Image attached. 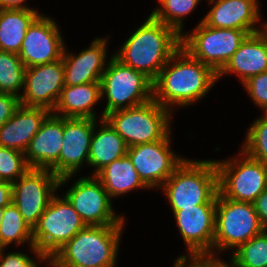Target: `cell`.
Returning a JSON list of instances; mask_svg holds the SVG:
<instances>
[{
	"label": "cell",
	"mask_w": 267,
	"mask_h": 267,
	"mask_svg": "<svg viewBox=\"0 0 267 267\" xmlns=\"http://www.w3.org/2000/svg\"><path fill=\"white\" fill-rule=\"evenodd\" d=\"M216 81L217 74L209 66L181 47L153 81V99L171 111L169 106L182 107L201 99Z\"/></svg>",
	"instance_id": "obj_1"
},
{
	"label": "cell",
	"mask_w": 267,
	"mask_h": 267,
	"mask_svg": "<svg viewBox=\"0 0 267 267\" xmlns=\"http://www.w3.org/2000/svg\"><path fill=\"white\" fill-rule=\"evenodd\" d=\"M181 44V35L174 28L150 15L114 57L153 82Z\"/></svg>",
	"instance_id": "obj_2"
},
{
	"label": "cell",
	"mask_w": 267,
	"mask_h": 267,
	"mask_svg": "<svg viewBox=\"0 0 267 267\" xmlns=\"http://www.w3.org/2000/svg\"><path fill=\"white\" fill-rule=\"evenodd\" d=\"M123 225H87L49 263L52 267H115Z\"/></svg>",
	"instance_id": "obj_3"
},
{
	"label": "cell",
	"mask_w": 267,
	"mask_h": 267,
	"mask_svg": "<svg viewBox=\"0 0 267 267\" xmlns=\"http://www.w3.org/2000/svg\"><path fill=\"white\" fill-rule=\"evenodd\" d=\"M161 187L173 211L216 203L219 189L215 161L184 159Z\"/></svg>",
	"instance_id": "obj_4"
},
{
	"label": "cell",
	"mask_w": 267,
	"mask_h": 267,
	"mask_svg": "<svg viewBox=\"0 0 267 267\" xmlns=\"http://www.w3.org/2000/svg\"><path fill=\"white\" fill-rule=\"evenodd\" d=\"M171 113L151 99L135 107L112 111L104 119L131 147L163 139L170 132Z\"/></svg>",
	"instance_id": "obj_5"
},
{
	"label": "cell",
	"mask_w": 267,
	"mask_h": 267,
	"mask_svg": "<svg viewBox=\"0 0 267 267\" xmlns=\"http://www.w3.org/2000/svg\"><path fill=\"white\" fill-rule=\"evenodd\" d=\"M101 95L107 98L102 120L112 111L135 107L153 99V82L113 56L101 77Z\"/></svg>",
	"instance_id": "obj_6"
},
{
	"label": "cell",
	"mask_w": 267,
	"mask_h": 267,
	"mask_svg": "<svg viewBox=\"0 0 267 267\" xmlns=\"http://www.w3.org/2000/svg\"><path fill=\"white\" fill-rule=\"evenodd\" d=\"M86 226L65 196L62 199L53 195L33 228L34 247L49 260Z\"/></svg>",
	"instance_id": "obj_7"
},
{
	"label": "cell",
	"mask_w": 267,
	"mask_h": 267,
	"mask_svg": "<svg viewBox=\"0 0 267 267\" xmlns=\"http://www.w3.org/2000/svg\"><path fill=\"white\" fill-rule=\"evenodd\" d=\"M181 35V46L194 59L209 66L216 74L229 61L231 56L249 35L244 30L213 28L203 21L192 34Z\"/></svg>",
	"instance_id": "obj_8"
},
{
	"label": "cell",
	"mask_w": 267,
	"mask_h": 267,
	"mask_svg": "<svg viewBox=\"0 0 267 267\" xmlns=\"http://www.w3.org/2000/svg\"><path fill=\"white\" fill-rule=\"evenodd\" d=\"M263 231L253 203L234 201L218 192L214 249L238 248Z\"/></svg>",
	"instance_id": "obj_9"
},
{
	"label": "cell",
	"mask_w": 267,
	"mask_h": 267,
	"mask_svg": "<svg viewBox=\"0 0 267 267\" xmlns=\"http://www.w3.org/2000/svg\"><path fill=\"white\" fill-rule=\"evenodd\" d=\"M245 159L215 161L219 193L238 202L253 203L267 188V166L243 151Z\"/></svg>",
	"instance_id": "obj_10"
},
{
	"label": "cell",
	"mask_w": 267,
	"mask_h": 267,
	"mask_svg": "<svg viewBox=\"0 0 267 267\" xmlns=\"http://www.w3.org/2000/svg\"><path fill=\"white\" fill-rule=\"evenodd\" d=\"M59 178L50 169L30 168L12 183V202L33 229L58 188Z\"/></svg>",
	"instance_id": "obj_11"
},
{
	"label": "cell",
	"mask_w": 267,
	"mask_h": 267,
	"mask_svg": "<svg viewBox=\"0 0 267 267\" xmlns=\"http://www.w3.org/2000/svg\"><path fill=\"white\" fill-rule=\"evenodd\" d=\"M94 126L95 119L63 117L59 160L50 168L59 178L58 187L73 177L84 161L88 163Z\"/></svg>",
	"instance_id": "obj_12"
},
{
	"label": "cell",
	"mask_w": 267,
	"mask_h": 267,
	"mask_svg": "<svg viewBox=\"0 0 267 267\" xmlns=\"http://www.w3.org/2000/svg\"><path fill=\"white\" fill-rule=\"evenodd\" d=\"M65 194L86 225L124 224V217L114 213L111 198L95 175L80 178Z\"/></svg>",
	"instance_id": "obj_13"
},
{
	"label": "cell",
	"mask_w": 267,
	"mask_h": 267,
	"mask_svg": "<svg viewBox=\"0 0 267 267\" xmlns=\"http://www.w3.org/2000/svg\"><path fill=\"white\" fill-rule=\"evenodd\" d=\"M170 132L161 140L128 147L127 155L148 187L162 186L184 161L170 149Z\"/></svg>",
	"instance_id": "obj_14"
},
{
	"label": "cell",
	"mask_w": 267,
	"mask_h": 267,
	"mask_svg": "<svg viewBox=\"0 0 267 267\" xmlns=\"http://www.w3.org/2000/svg\"><path fill=\"white\" fill-rule=\"evenodd\" d=\"M65 86L63 60L25 68L24 94L20 95V105L42 107L51 113Z\"/></svg>",
	"instance_id": "obj_15"
},
{
	"label": "cell",
	"mask_w": 267,
	"mask_h": 267,
	"mask_svg": "<svg viewBox=\"0 0 267 267\" xmlns=\"http://www.w3.org/2000/svg\"><path fill=\"white\" fill-rule=\"evenodd\" d=\"M56 22L39 15L29 26L18 53L25 68L62 59L63 39Z\"/></svg>",
	"instance_id": "obj_16"
},
{
	"label": "cell",
	"mask_w": 267,
	"mask_h": 267,
	"mask_svg": "<svg viewBox=\"0 0 267 267\" xmlns=\"http://www.w3.org/2000/svg\"><path fill=\"white\" fill-rule=\"evenodd\" d=\"M173 213L190 256L215 257L211 249L215 235L216 203L183 208Z\"/></svg>",
	"instance_id": "obj_17"
},
{
	"label": "cell",
	"mask_w": 267,
	"mask_h": 267,
	"mask_svg": "<svg viewBox=\"0 0 267 267\" xmlns=\"http://www.w3.org/2000/svg\"><path fill=\"white\" fill-rule=\"evenodd\" d=\"M106 41L95 39L88 49L82 50L78 56L66 53L62 55L65 68V85L76 86L87 83H101V77L106 70Z\"/></svg>",
	"instance_id": "obj_18"
},
{
	"label": "cell",
	"mask_w": 267,
	"mask_h": 267,
	"mask_svg": "<svg viewBox=\"0 0 267 267\" xmlns=\"http://www.w3.org/2000/svg\"><path fill=\"white\" fill-rule=\"evenodd\" d=\"M63 141V117L49 114L24 152L30 168L50 169L58 160Z\"/></svg>",
	"instance_id": "obj_19"
},
{
	"label": "cell",
	"mask_w": 267,
	"mask_h": 267,
	"mask_svg": "<svg viewBox=\"0 0 267 267\" xmlns=\"http://www.w3.org/2000/svg\"><path fill=\"white\" fill-rule=\"evenodd\" d=\"M214 3L202 20L209 27L244 30L249 34L263 30L254 27L260 19L257 0H216Z\"/></svg>",
	"instance_id": "obj_20"
},
{
	"label": "cell",
	"mask_w": 267,
	"mask_h": 267,
	"mask_svg": "<svg viewBox=\"0 0 267 267\" xmlns=\"http://www.w3.org/2000/svg\"><path fill=\"white\" fill-rule=\"evenodd\" d=\"M267 71V33L262 31L249 34L226 65L217 74V79L225 73L237 74L244 83L249 78Z\"/></svg>",
	"instance_id": "obj_21"
},
{
	"label": "cell",
	"mask_w": 267,
	"mask_h": 267,
	"mask_svg": "<svg viewBox=\"0 0 267 267\" xmlns=\"http://www.w3.org/2000/svg\"><path fill=\"white\" fill-rule=\"evenodd\" d=\"M50 113L46 108L20 105L13 116L0 127V146L24 153Z\"/></svg>",
	"instance_id": "obj_22"
},
{
	"label": "cell",
	"mask_w": 267,
	"mask_h": 267,
	"mask_svg": "<svg viewBox=\"0 0 267 267\" xmlns=\"http://www.w3.org/2000/svg\"><path fill=\"white\" fill-rule=\"evenodd\" d=\"M102 98L101 83H87L76 86L65 85L53 111L64 118L96 119L92 107Z\"/></svg>",
	"instance_id": "obj_23"
},
{
	"label": "cell",
	"mask_w": 267,
	"mask_h": 267,
	"mask_svg": "<svg viewBox=\"0 0 267 267\" xmlns=\"http://www.w3.org/2000/svg\"><path fill=\"white\" fill-rule=\"evenodd\" d=\"M101 122L102 126L96 132L95 119L88 159V164L95 167L94 175L112 161L126 155L128 150V146L116 130L105 119Z\"/></svg>",
	"instance_id": "obj_24"
},
{
	"label": "cell",
	"mask_w": 267,
	"mask_h": 267,
	"mask_svg": "<svg viewBox=\"0 0 267 267\" xmlns=\"http://www.w3.org/2000/svg\"><path fill=\"white\" fill-rule=\"evenodd\" d=\"M95 176L101 181L110 198L138 187L147 188L127 154L106 165Z\"/></svg>",
	"instance_id": "obj_25"
},
{
	"label": "cell",
	"mask_w": 267,
	"mask_h": 267,
	"mask_svg": "<svg viewBox=\"0 0 267 267\" xmlns=\"http://www.w3.org/2000/svg\"><path fill=\"white\" fill-rule=\"evenodd\" d=\"M39 15L30 9L0 10V51L18 54L26 31Z\"/></svg>",
	"instance_id": "obj_26"
},
{
	"label": "cell",
	"mask_w": 267,
	"mask_h": 267,
	"mask_svg": "<svg viewBox=\"0 0 267 267\" xmlns=\"http://www.w3.org/2000/svg\"><path fill=\"white\" fill-rule=\"evenodd\" d=\"M13 241L19 245L24 241H29L31 250L38 259L47 261V258L34 247L33 229L24 221L23 216L12 202L4 207L0 224V243L7 247Z\"/></svg>",
	"instance_id": "obj_27"
},
{
	"label": "cell",
	"mask_w": 267,
	"mask_h": 267,
	"mask_svg": "<svg viewBox=\"0 0 267 267\" xmlns=\"http://www.w3.org/2000/svg\"><path fill=\"white\" fill-rule=\"evenodd\" d=\"M25 66L18 54L0 51V93L20 97L19 90L24 86Z\"/></svg>",
	"instance_id": "obj_28"
},
{
	"label": "cell",
	"mask_w": 267,
	"mask_h": 267,
	"mask_svg": "<svg viewBox=\"0 0 267 267\" xmlns=\"http://www.w3.org/2000/svg\"><path fill=\"white\" fill-rule=\"evenodd\" d=\"M231 258L236 267H267V231L241 244Z\"/></svg>",
	"instance_id": "obj_29"
},
{
	"label": "cell",
	"mask_w": 267,
	"mask_h": 267,
	"mask_svg": "<svg viewBox=\"0 0 267 267\" xmlns=\"http://www.w3.org/2000/svg\"><path fill=\"white\" fill-rule=\"evenodd\" d=\"M200 0H160L161 8L153 10L151 16L165 25L174 28L182 35V20L191 13Z\"/></svg>",
	"instance_id": "obj_30"
},
{
	"label": "cell",
	"mask_w": 267,
	"mask_h": 267,
	"mask_svg": "<svg viewBox=\"0 0 267 267\" xmlns=\"http://www.w3.org/2000/svg\"><path fill=\"white\" fill-rule=\"evenodd\" d=\"M249 128L242 151L267 166V112Z\"/></svg>",
	"instance_id": "obj_31"
},
{
	"label": "cell",
	"mask_w": 267,
	"mask_h": 267,
	"mask_svg": "<svg viewBox=\"0 0 267 267\" xmlns=\"http://www.w3.org/2000/svg\"><path fill=\"white\" fill-rule=\"evenodd\" d=\"M29 169L23 152L0 146V178L3 181L14 183Z\"/></svg>",
	"instance_id": "obj_32"
},
{
	"label": "cell",
	"mask_w": 267,
	"mask_h": 267,
	"mask_svg": "<svg viewBox=\"0 0 267 267\" xmlns=\"http://www.w3.org/2000/svg\"><path fill=\"white\" fill-rule=\"evenodd\" d=\"M243 85L254 103L267 112V71L249 78Z\"/></svg>",
	"instance_id": "obj_33"
},
{
	"label": "cell",
	"mask_w": 267,
	"mask_h": 267,
	"mask_svg": "<svg viewBox=\"0 0 267 267\" xmlns=\"http://www.w3.org/2000/svg\"><path fill=\"white\" fill-rule=\"evenodd\" d=\"M19 106V96L0 93V127L13 116Z\"/></svg>",
	"instance_id": "obj_34"
},
{
	"label": "cell",
	"mask_w": 267,
	"mask_h": 267,
	"mask_svg": "<svg viewBox=\"0 0 267 267\" xmlns=\"http://www.w3.org/2000/svg\"><path fill=\"white\" fill-rule=\"evenodd\" d=\"M0 255V267H37L33 259L21 252L9 253L6 256Z\"/></svg>",
	"instance_id": "obj_35"
},
{
	"label": "cell",
	"mask_w": 267,
	"mask_h": 267,
	"mask_svg": "<svg viewBox=\"0 0 267 267\" xmlns=\"http://www.w3.org/2000/svg\"><path fill=\"white\" fill-rule=\"evenodd\" d=\"M192 258V259H191ZM187 256H180L176 261L173 267H213V256L208 255H197L190 256L191 262L185 264L187 261Z\"/></svg>",
	"instance_id": "obj_36"
},
{
	"label": "cell",
	"mask_w": 267,
	"mask_h": 267,
	"mask_svg": "<svg viewBox=\"0 0 267 267\" xmlns=\"http://www.w3.org/2000/svg\"><path fill=\"white\" fill-rule=\"evenodd\" d=\"M253 205L263 230L267 231V188L256 198Z\"/></svg>",
	"instance_id": "obj_37"
},
{
	"label": "cell",
	"mask_w": 267,
	"mask_h": 267,
	"mask_svg": "<svg viewBox=\"0 0 267 267\" xmlns=\"http://www.w3.org/2000/svg\"><path fill=\"white\" fill-rule=\"evenodd\" d=\"M12 203V183L3 181L0 178V207L8 206Z\"/></svg>",
	"instance_id": "obj_38"
},
{
	"label": "cell",
	"mask_w": 267,
	"mask_h": 267,
	"mask_svg": "<svg viewBox=\"0 0 267 267\" xmlns=\"http://www.w3.org/2000/svg\"><path fill=\"white\" fill-rule=\"evenodd\" d=\"M26 0H0V10L2 9H30L34 10L32 8L26 7V5H23Z\"/></svg>",
	"instance_id": "obj_39"
},
{
	"label": "cell",
	"mask_w": 267,
	"mask_h": 267,
	"mask_svg": "<svg viewBox=\"0 0 267 267\" xmlns=\"http://www.w3.org/2000/svg\"><path fill=\"white\" fill-rule=\"evenodd\" d=\"M213 267H236L232 262L230 264H227L225 262H222L216 257H213Z\"/></svg>",
	"instance_id": "obj_40"
},
{
	"label": "cell",
	"mask_w": 267,
	"mask_h": 267,
	"mask_svg": "<svg viewBox=\"0 0 267 267\" xmlns=\"http://www.w3.org/2000/svg\"><path fill=\"white\" fill-rule=\"evenodd\" d=\"M3 212H4V207H0V224L2 221Z\"/></svg>",
	"instance_id": "obj_41"
},
{
	"label": "cell",
	"mask_w": 267,
	"mask_h": 267,
	"mask_svg": "<svg viewBox=\"0 0 267 267\" xmlns=\"http://www.w3.org/2000/svg\"><path fill=\"white\" fill-rule=\"evenodd\" d=\"M4 249H5V247L0 243V255L2 254Z\"/></svg>",
	"instance_id": "obj_42"
},
{
	"label": "cell",
	"mask_w": 267,
	"mask_h": 267,
	"mask_svg": "<svg viewBox=\"0 0 267 267\" xmlns=\"http://www.w3.org/2000/svg\"><path fill=\"white\" fill-rule=\"evenodd\" d=\"M263 26H264V30H265L266 33H267V23H265Z\"/></svg>",
	"instance_id": "obj_43"
}]
</instances>
